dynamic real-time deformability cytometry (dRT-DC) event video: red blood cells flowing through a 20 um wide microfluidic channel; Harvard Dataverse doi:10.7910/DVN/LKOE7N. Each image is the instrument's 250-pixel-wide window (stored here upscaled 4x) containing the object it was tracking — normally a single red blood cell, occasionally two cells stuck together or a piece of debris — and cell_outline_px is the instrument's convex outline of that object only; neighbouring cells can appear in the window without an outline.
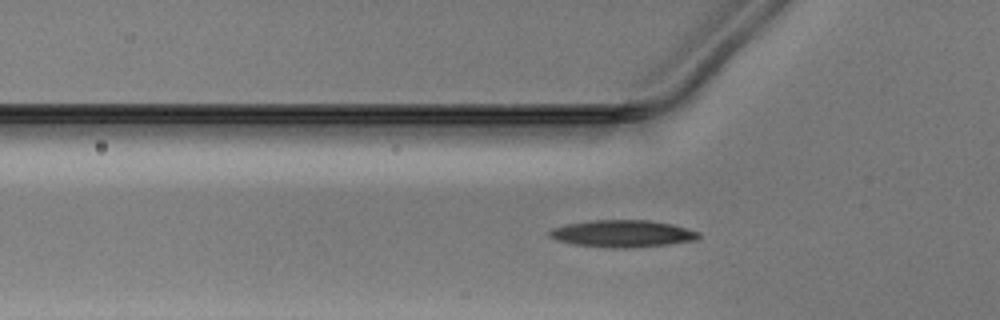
{"species": "Egyptian fruit bat (a non-hibernating species)", "species_latin": "Rousettus aegyptiacus", "temperature_condition": "warm", "stored_images_in_passage": 37, "camera_frame_rate_fps": 3000, "um_per_image_px": 0.085, "animal": {"sex": "male"}, "frame": {"image": 1, "passage_image": 2, "time_ms": 0.333, "image_size_px": [1000, 320], "cell_outline_px": [[700, 236], [696, 240], [668, 244], [632, 248], [608, 248], [572, 244], [556, 240], [548, 236], [548, 232], [552, 228], [568, 224], [592, 220], [648, 220], [672, 224], [700, 232]], "centroid_in_image_um": [52.89, 19.86], "position_along_channel_um": 72.9, "area_um2": 23.64}}
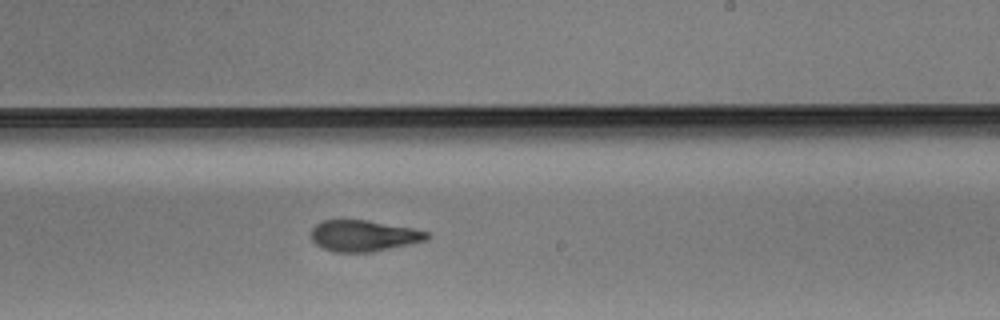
{"frame": {"image": 2, "passage_image": 16, "time_ms": 5.0, "image_size_px": [1000, 320], "cell_outline_px": [[432, 236], [428, 240], [372, 252], [332, 252], [316, 244], [312, 240], [312, 228], [316, 224], [324, 220], [368, 220], [412, 228], [428, 232]], "centroid_in_image_um": [30.94, 20.04], "position_along_channel_um": 258.1, "area_um2": 21.04}}
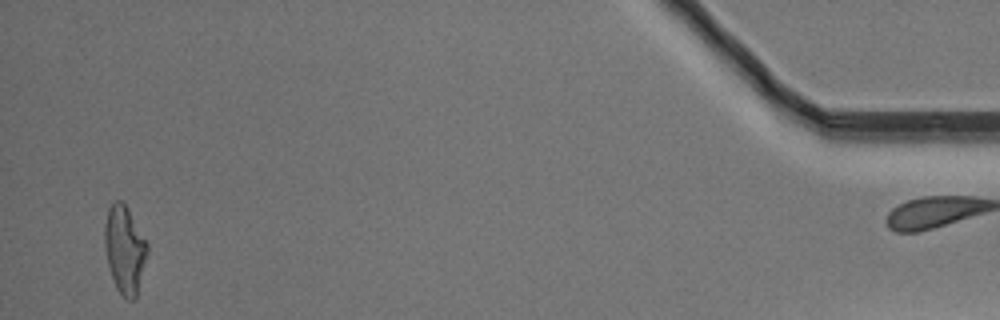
{"frame": {"image": 3, "passage_image": 35, "time_ms": 11.333, "image_size_px": [1000, 320], "cell_outline_px": [[148, 252], [136, 300], [128, 300], [116, 288], [108, 264], [104, 248], [104, 224], [108, 208], [116, 200], [120, 200], [124, 204], [148, 244]], "centroid_in_image_um": [10.59, 21.24], "position_along_channel_um": 424.6, "area_um2": 21.62}}